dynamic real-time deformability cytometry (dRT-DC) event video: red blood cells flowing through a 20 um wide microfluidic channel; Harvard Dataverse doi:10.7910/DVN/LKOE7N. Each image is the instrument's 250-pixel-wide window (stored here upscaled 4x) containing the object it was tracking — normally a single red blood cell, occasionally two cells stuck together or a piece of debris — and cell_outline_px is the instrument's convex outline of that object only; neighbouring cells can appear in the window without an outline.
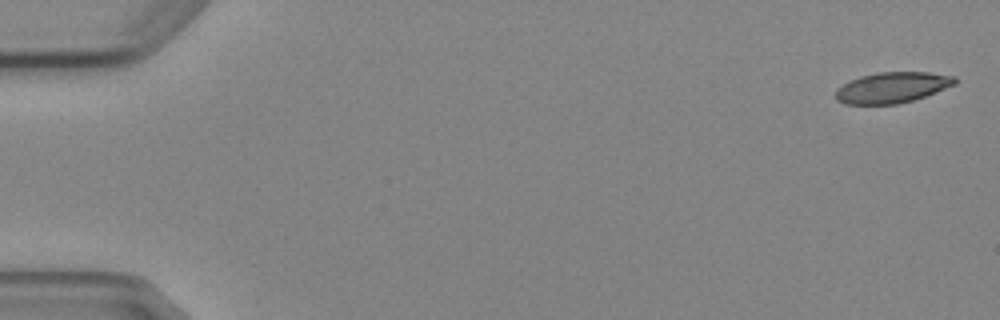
{"species": "Egyptian fruit bat (a non-hibernating species)", "species_latin": "Rousettus aegyptiacus", "temperature_condition": "cold", "stored_images_in_passage": 6, "camera_frame_rate_fps": 3000, "um_per_image_px": 0.085, "animal": {"sex": "female"}, "frame": {"image": 1, "passage_image": 1, "time_ms": 0.0, "image_size_px": [1000, 320], "cell_outline_px": [[956, 84], [924, 96], [912, 100], [896, 104], [844, 104], [836, 100], [836, 88], [860, 76], [876, 72], [928, 72], [956, 76]], "centroid_in_image_um": [75.83, 7.43], "position_along_channel_um": 9.2, "area_um2": 21.27}}
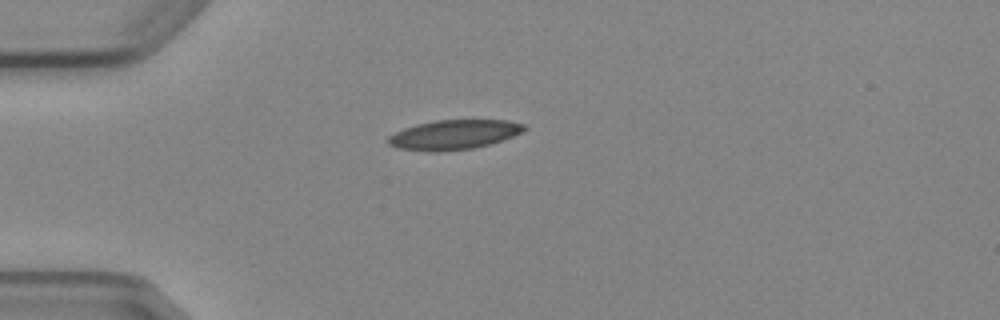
{"frame": {"image": 2, "passage_image": 4, "time_ms": 4.333, "image_size_px": [1000, 320], "cell_outline_px": [[528, 128], [512, 136], [488, 144], [472, 148], [436, 152], [432, 152], [396, 148], [388, 144], [384, 140], [388, 136], [404, 128], [416, 124], [436, 120], [508, 120], [524, 124]], "centroid_in_image_um": [38.52, 11.44], "position_along_channel_um": 46.5, "area_um2": 23.41}}
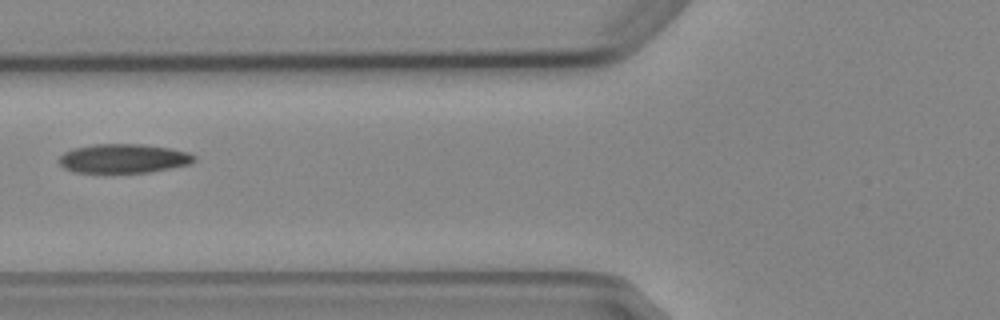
{"frame": {"image": 3, "passage_image": 6, "time_ms": 6.667, "image_size_px": [1000, 320], "cell_outline_px": [[196, 160], [192, 164], [148, 172], [72, 172], [64, 168], [60, 164], [60, 156], [64, 152], [72, 148], [92, 144], [144, 144], [168, 148], [188, 152], [196, 156]], "centroid_in_image_um": [10.5, 13.46], "position_along_channel_um": 115.3, "area_um2": 22.95}}